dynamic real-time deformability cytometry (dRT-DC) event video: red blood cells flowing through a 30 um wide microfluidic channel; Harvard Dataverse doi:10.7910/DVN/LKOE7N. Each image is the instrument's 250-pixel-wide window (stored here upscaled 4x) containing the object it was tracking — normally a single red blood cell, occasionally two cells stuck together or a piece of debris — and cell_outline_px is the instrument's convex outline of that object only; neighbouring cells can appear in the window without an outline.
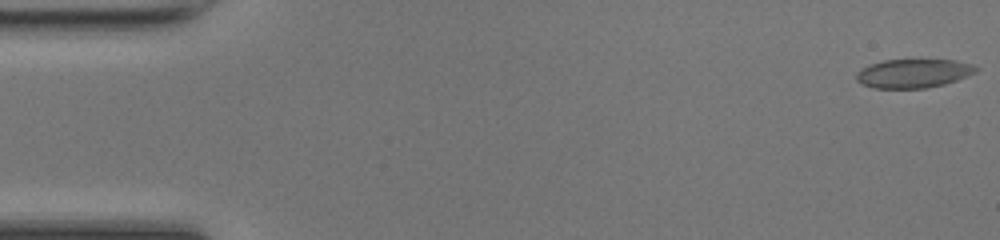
{"species": "common noctule bat (a hibernating species)", "species_latin": "Nyctalus noctula", "temperature_condition": "room temperature", "stored_images_in_passage": 48, "camera_frame_rate_fps": 3000, "um_per_image_px": 0.085, "animal": {"sex": "female", "body_mass_g": 17.0, "forearm_length_mm": 48.0}, "frame": {"image": 1, "passage_image": 1, "time_ms": 0.0, "image_size_px": [1000, 240], "cell_outline_px": [[980, 68], [976, 72], [956, 80], [944, 84], [924, 88], [876, 88], [860, 84], [856, 80], [856, 72], [872, 64], [884, 60], [956, 60], [972, 64]], "centroid_in_image_um": [77.65, 6.24], "position_along_channel_um": 7.4, "area_um2": 19.94}}
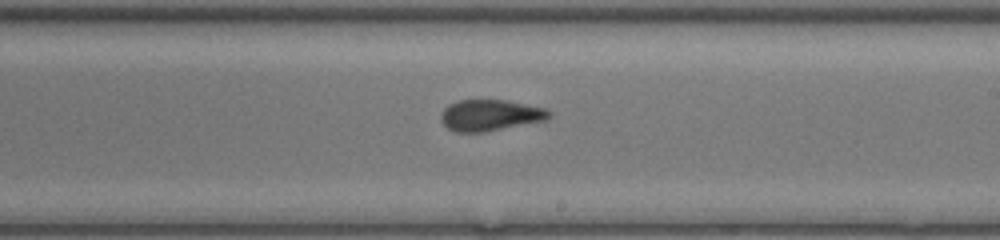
{"frame": {"image": 2, "passage_image": 28, "time_ms": 9.0, "image_size_px": [1000, 240], "cell_outline_px": [[552, 116], [548, 120], [484, 132], [456, 132], [448, 128], [440, 120], [440, 116], [444, 108], [448, 104], [460, 100], [504, 100], [544, 108], [552, 112]], "centroid_in_image_um": [41.67, 9.8], "position_along_channel_um": 247.3, "area_um2": 19.71}}
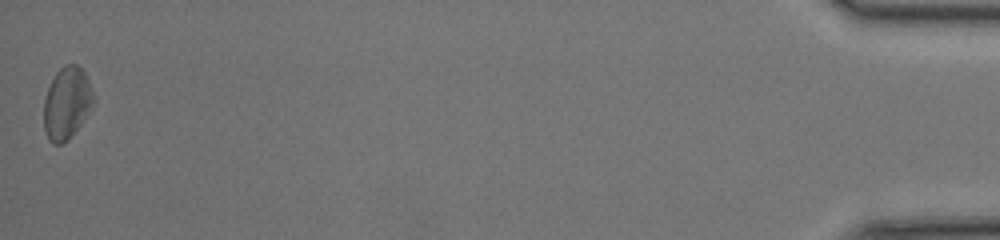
{"frame": {"image": 3, "passage_image": 48, "time_ms": 15.667, "image_size_px": [1000, 240], "cell_outline_px": [[96, 104], [68, 140], [60, 144], [52, 144], [48, 140], [44, 128], [44, 100], [48, 88], [56, 72], [64, 64], [76, 64], [84, 72], [96, 96]], "centroid_in_image_um": [5.71, 8.77], "position_along_channel_um": 429.5, "area_um2": 21.15}, "authors_computed_cell_mechanics": {"area_um2": 20.1144, "velocity_mm_per_s": 4.3069, "shape_relaxation_time_tau1_ms": 6.2792, "shape_relaxation_time_tau2_ms": 1.7783, "deformation_change_tau1": 0.1283, "deformation_change_tau2": 0.0801}}